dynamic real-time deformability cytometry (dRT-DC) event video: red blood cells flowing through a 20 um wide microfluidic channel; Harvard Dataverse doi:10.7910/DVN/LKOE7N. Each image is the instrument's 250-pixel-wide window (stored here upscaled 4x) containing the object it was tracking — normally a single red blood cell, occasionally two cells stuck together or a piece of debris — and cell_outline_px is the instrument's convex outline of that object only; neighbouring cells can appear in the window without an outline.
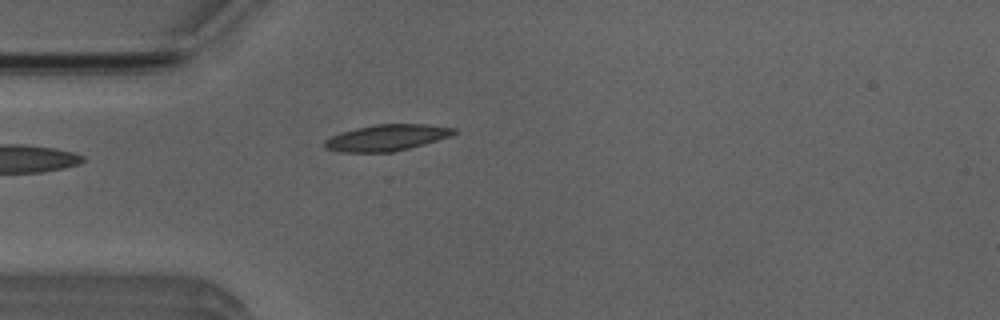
{"species": "Egyptian fruit bat (a non-hibernating species)", "species_latin": "Rousettus aegyptiacus", "temperature_condition": "room temperature", "stored_images_in_passage": 2, "camera_frame_rate_fps": 3000, "um_per_image_px": 0.085, "animal": {"sex": "male"}, "frame": {"image": 1, "passage_image": 2, "time_ms": 1.0, "image_size_px": [1000, 320], "cell_outline_px": [[456, 132], [448, 136], [424, 144], [392, 152], [340, 152], [328, 148], [324, 144], [324, 140], [332, 136], [356, 128], [376, 124], [428, 124], [456, 128]], "centroid_in_image_um": [32.88, 11.69], "position_along_channel_um": 52.1, "area_um2": 19.42}}